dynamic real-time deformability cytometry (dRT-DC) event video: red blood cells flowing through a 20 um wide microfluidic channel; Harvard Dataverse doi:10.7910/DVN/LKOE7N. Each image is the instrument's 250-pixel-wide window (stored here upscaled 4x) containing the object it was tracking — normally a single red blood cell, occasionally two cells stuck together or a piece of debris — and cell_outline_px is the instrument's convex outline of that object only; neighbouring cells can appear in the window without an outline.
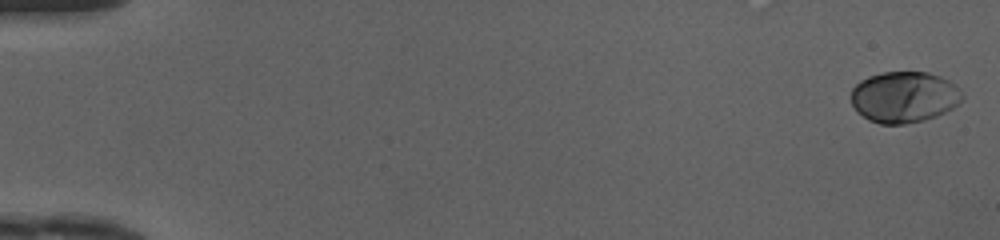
{"species": "human", "species_latin": "Homo sapiens", "temperature_condition": "cold", "stored_images_in_passage": 49, "camera_frame_rate_fps": 3000, "um_per_image_px": 0.085, "donor": {"sex": "female"}, "frame": {"image": 1, "passage_image": 1, "time_ms": 0.0, "image_size_px": [1000, 240], "cell_outline_px": [[964, 100], [960, 104], [936, 116], [924, 120], [904, 124], [880, 124], [868, 120], [856, 112], [852, 104], [852, 88], [860, 80], [868, 76], [884, 72], [928, 72], [940, 76], [956, 84], [964, 96]], "centroid_in_image_um": [76.86, 8.25], "position_along_channel_um": 8.1, "area_um2": 33.47}}
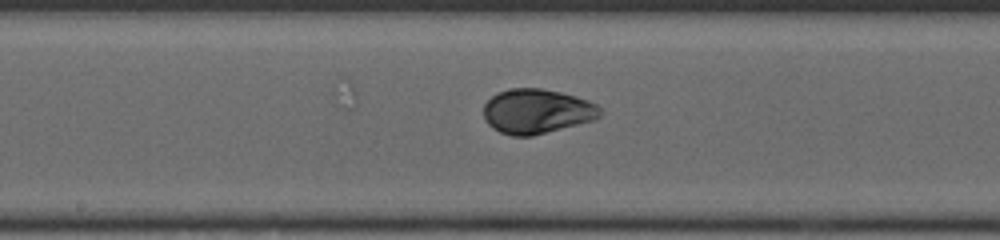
{"frame": {"image": 2, "passage_image": 27, "time_ms": 8.667, "image_size_px": [1000, 240], "cell_outline_px": [[604, 112], [596, 120], [532, 136], [512, 136], [500, 132], [492, 128], [484, 120], [484, 104], [496, 92], [512, 88], [544, 88], [576, 96], [588, 100], [596, 104]], "centroid_in_image_um": [45.64, 9.46], "position_along_channel_um": 202.6, "area_um2": 30.69}}
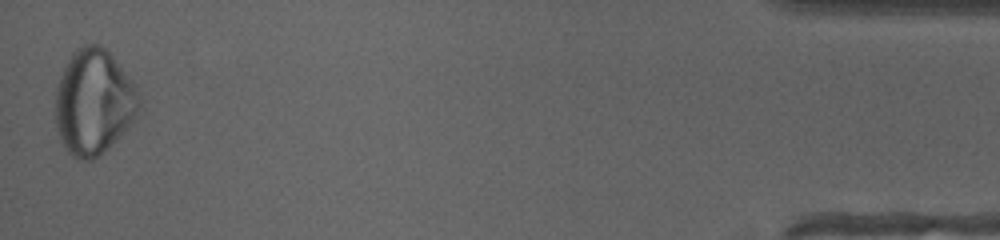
{"frame": {"image": 3, "passage_image": 49, "time_ms": 16.0, "image_size_px": [1000, 240], "cell_outline_px": [[140, 108], [132, 124], [112, 144], [92, 160], [80, 160], [72, 156], [68, 152], [60, 140], [56, 128], [56, 88], [60, 76], [72, 52], [76, 48], [84, 44], [96, 44], [104, 48], [112, 56], [136, 84], [140, 104]], "centroid_in_image_um": [7.97, 8.68], "position_along_channel_um": 427.2, "area_um2": 51.44}, "authors_computed_cell_mechanics": {"area_um2": 31.8478, "velocity_mm_per_s": 4.1963, "shape_relaxation_time_tau1_ms": 2.363, "shape_relaxation_time_tau2_ms": null, "deformation_change_tau1": 0.1331, "deformation_change_tau2": null}}